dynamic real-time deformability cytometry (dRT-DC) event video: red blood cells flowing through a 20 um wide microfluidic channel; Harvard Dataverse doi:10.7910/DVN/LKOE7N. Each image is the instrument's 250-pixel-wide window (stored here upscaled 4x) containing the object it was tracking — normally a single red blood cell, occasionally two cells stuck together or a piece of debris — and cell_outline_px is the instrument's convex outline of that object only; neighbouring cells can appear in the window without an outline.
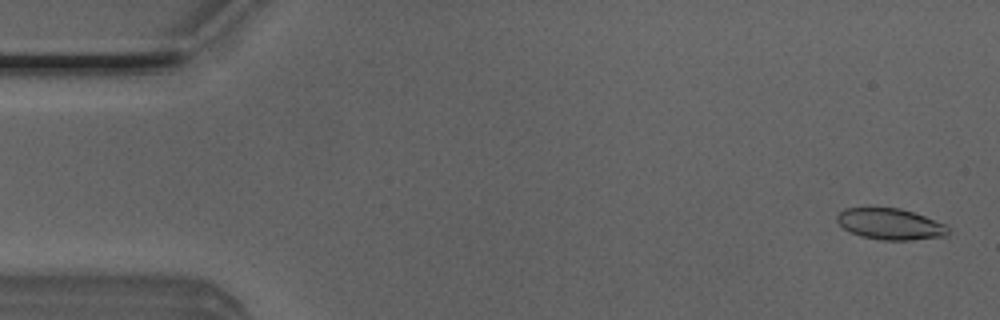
{"species": "Egyptian fruit bat (a non-hibernating species)", "species_latin": "Rousettus aegyptiacus", "temperature_condition": "room temperature", "stored_images_in_passage": 51, "camera_frame_rate_fps": 3000, "um_per_image_px": 0.085, "animal": {"sex": "male"}, "frame": {"image": 1, "passage_image": 2, "time_ms": 0.333, "image_size_px": [1000, 320], "cell_outline_px": [[948, 236], [912, 240], [884, 240], [860, 236], [844, 228], [836, 220], [836, 216], [844, 208], [868, 204], [900, 208], [948, 224]], "centroid_in_image_um": [75.64, 18.99], "position_along_channel_um": 9.4, "area_um2": 20.98}}
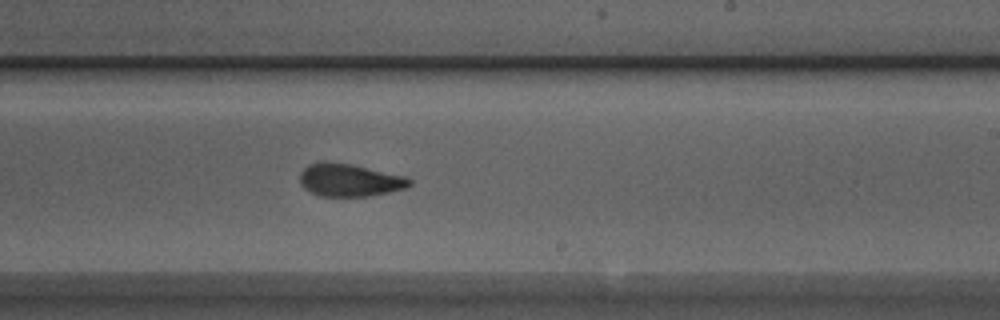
{"frame": {"image": 2, "passage_image": 30, "time_ms": 9.667, "image_size_px": [1000, 320], "cell_outline_px": [[412, 184], [408, 188], [368, 196], [320, 196], [304, 188], [300, 184], [300, 172], [308, 164], [320, 160], [328, 160], [352, 164], [404, 176], [412, 180]], "centroid_in_image_um": [29.68, 15.29], "position_along_channel_um": 259.3, "area_um2": 21.15}}
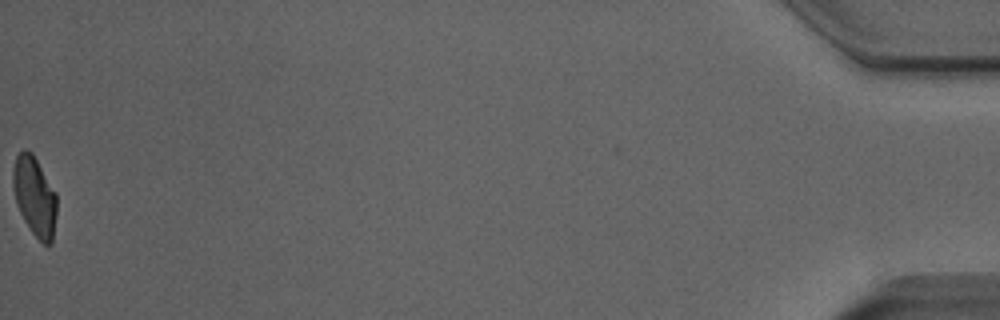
{"frame": {"image": 3, "passage_image": 51, "time_ms": 16.667, "image_size_px": [1000, 320], "cell_outline_px": [[56, 216], [52, 244], [48, 248], [32, 232], [24, 220], [16, 204], [12, 184], [12, 172], [16, 156], [24, 148], [32, 152], [56, 192]], "centroid_in_image_um": [2.94, 16.69], "position_along_channel_um": 432.3, "area_um2": 20.4}, "authors_computed_cell_mechanics": {"area_um2": 21.1548, "velocity_mm_per_s": 4.0277, "shape_relaxation_time_tau1_ms": 7.6863, "shape_relaxation_time_tau2_ms": 1.703, "deformation_change_tau1": 0.2145, "deformation_change_tau2": 0.0963}}